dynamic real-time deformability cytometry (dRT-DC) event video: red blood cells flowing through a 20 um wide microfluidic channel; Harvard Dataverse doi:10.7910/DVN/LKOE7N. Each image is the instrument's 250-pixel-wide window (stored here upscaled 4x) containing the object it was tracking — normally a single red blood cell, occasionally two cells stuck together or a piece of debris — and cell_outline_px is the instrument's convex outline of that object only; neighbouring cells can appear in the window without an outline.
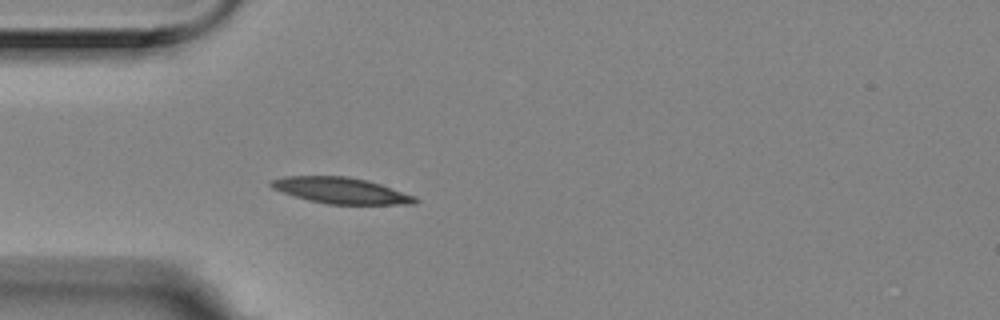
{"species": "Egyptian fruit bat (a non-hibernating species)", "species_latin": "Rousettus aegyptiacus", "temperature_condition": "room temperature", "stored_images_in_passage": 3, "camera_frame_rate_fps": 3000, "um_per_image_px": 0.085, "animal": {"sex": "female"}, "frame": {"image": 1, "passage_image": 3, "time_ms": 0.667, "image_size_px": [1000, 320], "cell_outline_px": [[420, 200], [416, 204], [328, 204], [308, 200], [272, 188], [268, 184], [268, 180], [284, 176], [348, 176], [368, 180], [416, 196]], "centroid_in_image_um": [28.99, 16.19], "position_along_channel_um": 56.0, "area_um2": 21.96}}